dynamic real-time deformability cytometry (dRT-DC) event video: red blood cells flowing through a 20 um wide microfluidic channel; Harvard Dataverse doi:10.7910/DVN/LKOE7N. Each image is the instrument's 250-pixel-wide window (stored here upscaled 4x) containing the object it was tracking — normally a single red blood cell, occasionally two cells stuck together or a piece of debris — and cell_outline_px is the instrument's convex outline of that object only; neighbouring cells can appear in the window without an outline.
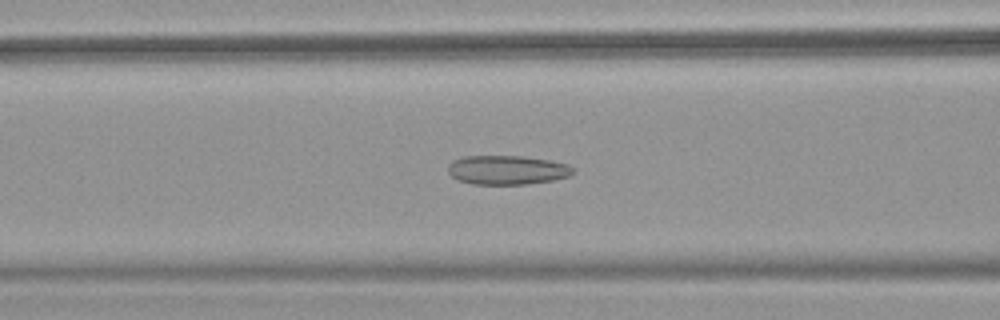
{"species": "common noctule bat (a hibernating species)", "species_latin": "Nyctalus noctula", "temperature_condition": "warm", "stored_images_in_passage": 51, "camera_frame_rate_fps": 3000, "um_per_image_px": 0.085, "animal": {"sex": "female", "body_mass_g": 18.4}, "frame": {"image": 1, "passage_image": 20, "time_ms": 6.333, "image_size_px": [1000, 320], "cell_outline_px": [[576, 172], [568, 176], [552, 180], [528, 184], [472, 184], [460, 180], [452, 176], [448, 172], [448, 164], [452, 160], [464, 156], [524, 156], [548, 160], [568, 164], [576, 168]], "centroid_in_image_um": [43.13, 14.44], "position_along_channel_um": 123.5, "area_um2": 21.33}}
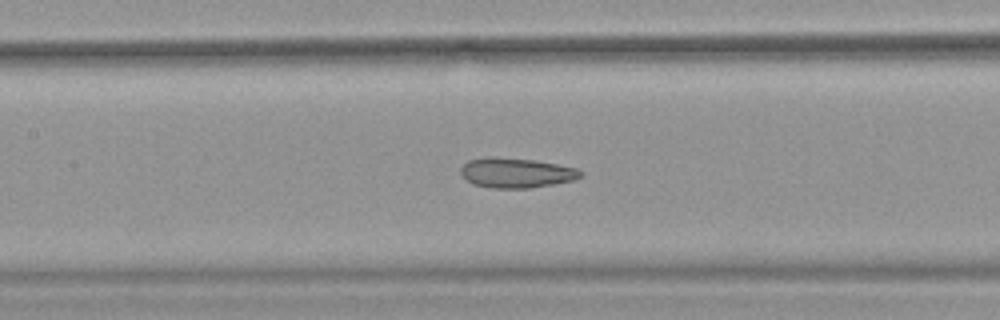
{"frame": {"image": 2, "passage_image": 23, "time_ms": 7.333, "image_size_px": [1000, 320], "cell_outline_px": [[584, 176], [572, 180], [552, 184], [528, 188], [492, 188], [472, 184], [460, 176], [460, 168], [468, 160], [532, 160], [556, 164], [576, 168], [584, 172]], "centroid_in_image_um": [43.91, 14.75], "position_along_channel_um": 163.5, "area_um2": 20.0}}
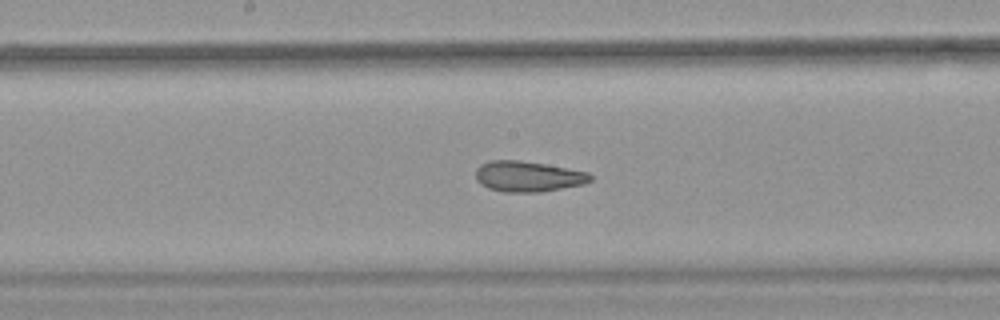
{"frame": {"image": 3, "passage_image": 26, "time_ms": 8.333, "image_size_px": [1000, 320], "cell_outline_px": [[592, 180], [584, 184], [540, 192], [504, 192], [488, 188], [480, 184], [476, 180], [476, 168], [480, 164], [488, 160], [520, 160], [544, 164], [588, 172], [592, 176]], "centroid_in_image_um": [44.84, 14.99], "position_along_channel_um": 203.4, "area_um2": 20.52}, "authors_computed_cell_mechanics": {"area_um2": 23.12, "velocity_mm_per_s": 4.0058, "shape_relaxation_time_tau1_ms": null, "shape_relaxation_time_tau2_ms": 2.5654, "deformation_change_tau1": null, "deformation_change_tau2": 0.0856}}